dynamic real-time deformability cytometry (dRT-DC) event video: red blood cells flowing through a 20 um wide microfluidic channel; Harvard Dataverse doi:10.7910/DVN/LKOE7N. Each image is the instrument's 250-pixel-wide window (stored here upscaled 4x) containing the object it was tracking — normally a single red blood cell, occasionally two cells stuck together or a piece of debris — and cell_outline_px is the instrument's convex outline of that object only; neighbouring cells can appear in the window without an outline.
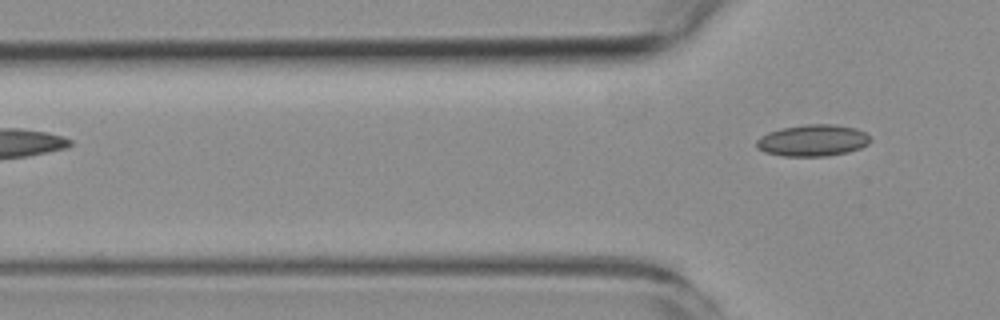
{"species": "common noctule bat (a hibernating species)", "species_latin": "Nyctalus noctula", "temperature_condition": "room temperature", "stored_images_in_passage": 8, "camera_frame_rate_fps": 3000, "um_per_image_px": 0.085, "animal": {"sex": "female", "body_mass_g": 19.3, "forearm_length_mm": 54.1}, "frame": {"image": 1, "passage_image": 8, "time_ms": 9.333, "image_size_px": [1000, 320], "cell_outline_px": [[872, 140], [868, 144], [860, 148], [848, 152], [824, 156], [784, 156], [764, 152], [756, 148], [756, 140], [760, 136], [768, 132], [780, 128], [804, 124], [836, 124], [856, 128], [864, 132]], "centroid_in_image_um": [69.06, 11.93], "position_along_channel_um": 56.7, "area_um2": 21.15}}